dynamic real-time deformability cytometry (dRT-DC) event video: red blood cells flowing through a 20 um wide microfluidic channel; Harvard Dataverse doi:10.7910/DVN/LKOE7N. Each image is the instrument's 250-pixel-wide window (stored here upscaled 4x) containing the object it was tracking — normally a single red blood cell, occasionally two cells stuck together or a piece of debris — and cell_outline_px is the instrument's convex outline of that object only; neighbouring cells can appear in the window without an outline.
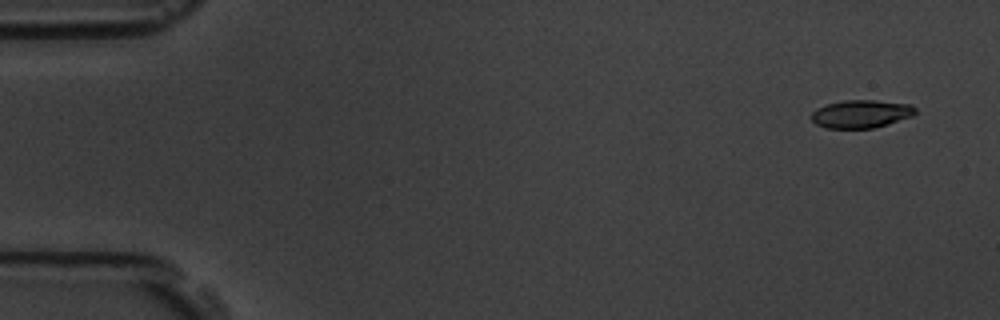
{"species": "common noctule bat (a hibernating species)", "species_latin": "Nyctalus noctula", "temperature_condition": "room temperature", "stored_images_in_passage": 6, "camera_frame_rate_fps": 3000, "um_per_image_px": 0.085, "animal": {"sex": "male", "body_mass_g": 19.5, "forearm_length_mm": 54.6}, "frame": {"image": 1, "passage_image": 1, "time_ms": 0.0, "image_size_px": [1000, 320], "cell_outline_px": [[916, 112], [912, 116], [888, 124], [872, 128], [824, 128], [816, 124], [812, 120], [812, 112], [816, 108], [828, 104], [844, 100], [876, 100], [912, 104], [916, 108]], "centroid_in_image_um": [73.2, 9.68], "position_along_channel_um": 11.8, "area_um2": 16.99}}
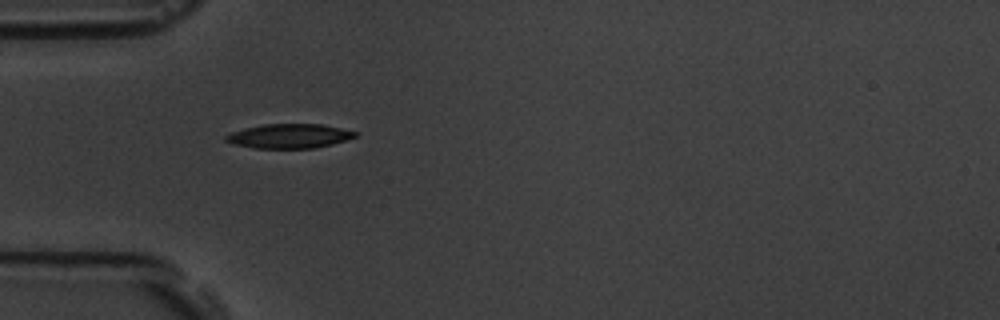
{"frame": {"image": 2, "passage_image": 5, "time_ms": 4.667, "image_size_px": [1000, 320], "cell_outline_px": [[360, 132], [356, 136], [332, 144], [312, 148], [252, 148], [232, 144], [224, 140], [224, 136], [232, 132], [244, 128], [264, 124], [320, 124]], "centroid_in_image_um": [24.55, 11.56], "position_along_channel_um": 60.5, "area_um2": 18.32}}
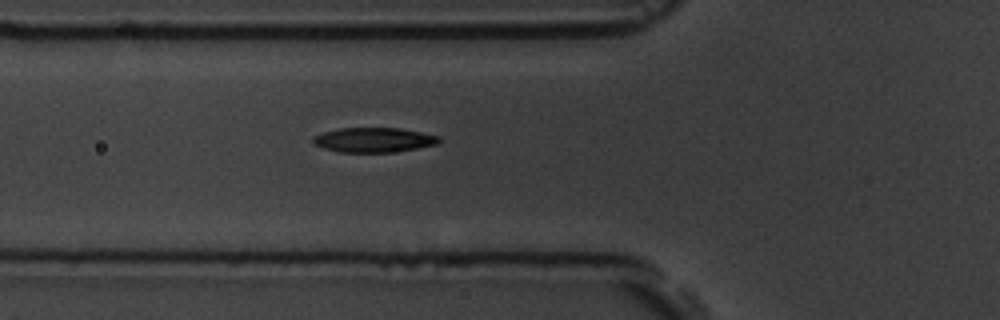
{"frame": {"image": 3, "passage_image": 6, "time_ms": 5.667, "image_size_px": [1000, 320], "cell_outline_px": [[440, 144], [392, 152], [340, 152], [324, 148], [312, 144], [312, 136], [324, 132], [340, 128], [400, 128], [440, 136]], "centroid_in_image_um": [31.76, 11.89], "position_along_channel_um": 94.0, "area_um2": 18.15}}